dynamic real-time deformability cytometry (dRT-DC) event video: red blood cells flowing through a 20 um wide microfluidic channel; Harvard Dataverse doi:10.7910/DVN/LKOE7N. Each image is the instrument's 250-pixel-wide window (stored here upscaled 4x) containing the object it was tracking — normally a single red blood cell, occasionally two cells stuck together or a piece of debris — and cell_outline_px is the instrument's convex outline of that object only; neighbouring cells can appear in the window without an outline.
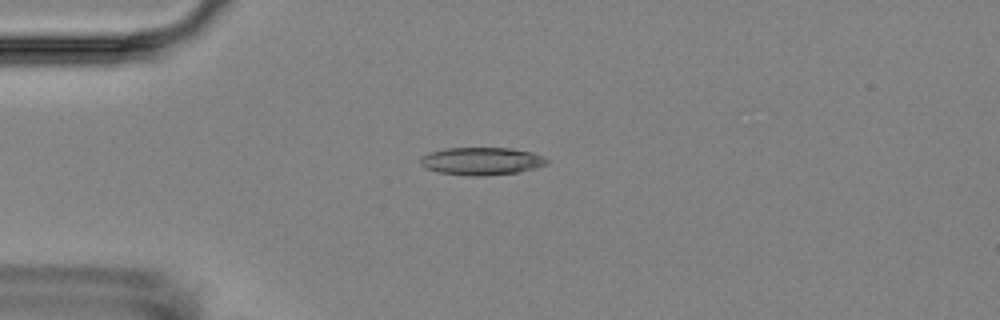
{"species": "Egyptian fruit bat (a non-hibernating species)", "species_latin": "Rousettus aegyptiacus", "temperature_condition": "room temperature", "stored_images_in_passage": 3, "camera_frame_rate_fps": 3000, "um_per_image_px": 0.085, "animal": {"sex": "female"}, "frame": {"image": 1, "passage_image": 3, "time_ms": 2.667, "image_size_px": [1000, 320], "cell_outline_px": [[548, 164], [536, 168], [516, 172], [480, 176], [468, 176], [440, 172], [428, 168], [420, 164], [420, 156], [428, 152], [444, 148], [508, 148], [532, 152], [548, 160]], "centroid_in_image_um": [40.9, 13.69], "position_along_channel_um": 44.1, "area_um2": 20.29}}